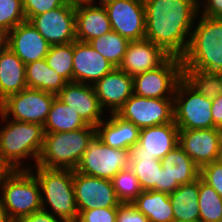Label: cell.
<instances>
[{"label": "cell", "instance_id": "obj_43", "mask_svg": "<svg viewBox=\"0 0 222 222\" xmlns=\"http://www.w3.org/2000/svg\"><path fill=\"white\" fill-rule=\"evenodd\" d=\"M212 118L213 124L217 128L222 127V95L212 99Z\"/></svg>", "mask_w": 222, "mask_h": 222}, {"label": "cell", "instance_id": "obj_44", "mask_svg": "<svg viewBox=\"0 0 222 222\" xmlns=\"http://www.w3.org/2000/svg\"><path fill=\"white\" fill-rule=\"evenodd\" d=\"M158 192L171 194L170 177L168 176L166 171H164V169H161V171L159 172Z\"/></svg>", "mask_w": 222, "mask_h": 222}, {"label": "cell", "instance_id": "obj_48", "mask_svg": "<svg viewBox=\"0 0 222 222\" xmlns=\"http://www.w3.org/2000/svg\"><path fill=\"white\" fill-rule=\"evenodd\" d=\"M10 168L0 159V186L4 177L10 172Z\"/></svg>", "mask_w": 222, "mask_h": 222}, {"label": "cell", "instance_id": "obj_25", "mask_svg": "<svg viewBox=\"0 0 222 222\" xmlns=\"http://www.w3.org/2000/svg\"><path fill=\"white\" fill-rule=\"evenodd\" d=\"M160 161L162 169L170 177L171 193L180 185L191 183L200 176V168L179 145Z\"/></svg>", "mask_w": 222, "mask_h": 222}, {"label": "cell", "instance_id": "obj_51", "mask_svg": "<svg viewBox=\"0 0 222 222\" xmlns=\"http://www.w3.org/2000/svg\"><path fill=\"white\" fill-rule=\"evenodd\" d=\"M196 4H198V5H200L201 3V0L199 1V0H193ZM202 1H204V0H202Z\"/></svg>", "mask_w": 222, "mask_h": 222}, {"label": "cell", "instance_id": "obj_24", "mask_svg": "<svg viewBox=\"0 0 222 222\" xmlns=\"http://www.w3.org/2000/svg\"><path fill=\"white\" fill-rule=\"evenodd\" d=\"M26 65L7 47L0 54V103L27 88Z\"/></svg>", "mask_w": 222, "mask_h": 222}, {"label": "cell", "instance_id": "obj_10", "mask_svg": "<svg viewBox=\"0 0 222 222\" xmlns=\"http://www.w3.org/2000/svg\"><path fill=\"white\" fill-rule=\"evenodd\" d=\"M182 77L181 58L170 56L158 68L133 77V94L146 98H173Z\"/></svg>", "mask_w": 222, "mask_h": 222}, {"label": "cell", "instance_id": "obj_21", "mask_svg": "<svg viewBox=\"0 0 222 222\" xmlns=\"http://www.w3.org/2000/svg\"><path fill=\"white\" fill-rule=\"evenodd\" d=\"M170 55L147 39L130 41L119 69L128 75H135L161 66Z\"/></svg>", "mask_w": 222, "mask_h": 222}, {"label": "cell", "instance_id": "obj_29", "mask_svg": "<svg viewBox=\"0 0 222 222\" xmlns=\"http://www.w3.org/2000/svg\"><path fill=\"white\" fill-rule=\"evenodd\" d=\"M86 126L87 124L78 113L57 97L54 99L43 125L45 133L70 132Z\"/></svg>", "mask_w": 222, "mask_h": 222}, {"label": "cell", "instance_id": "obj_14", "mask_svg": "<svg viewBox=\"0 0 222 222\" xmlns=\"http://www.w3.org/2000/svg\"><path fill=\"white\" fill-rule=\"evenodd\" d=\"M50 45L76 41L75 8L63 5L29 20Z\"/></svg>", "mask_w": 222, "mask_h": 222}, {"label": "cell", "instance_id": "obj_30", "mask_svg": "<svg viewBox=\"0 0 222 222\" xmlns=\"http://www.w3.org/2000/svg\"><path fill=\"white\" fill-rule=\"evenodd\" d=\"M129 42L128 39L122 37L119 33L111 31L92 39L88 43L115 68H118L126 53Z\"/></svg>", "mask_w": 222, "mask_h": 222}, {"label": "cell", "instance_id": "obj_46", "mask_svg": "<svg viewBox=\"0 0 222 222\" xmlns=\"http://www.w3.org/2000/svg\"><path fill=\"white\" fill-rule=\"evenodd\" d=\"M64 2L66 5L72 6L74 8L83 5L94 4V0H64Z\"/></svg>", "mask_w": 222, "mask_h": 222}, {"label": "cell", "instance_id": "obj_35", "mask_svg": "<svg viewBox=\"0 0 222 222\" xmlns=\"http://www.w3.org/2000/svg\"><path fill=\"white\" fill-rule=\"evenodd\" d=\"M111 181L117 199L121 203H132L143 191L140 182L130 167L120 170Z\"/></svg>", "mask_w": 222, "mask_h": 222}, {"label": "cell", "instance_id": "obj_12", "mask_svg": "<svg viewBox=\"0 0 222 222\" xmlns=\"http://www.w3.org/2000/svg\"><path fill=\"white\" fill-rule=\"evenodd\" d=\"M112 31L129 41L145 39V7L143 0H111L103 4Z\"/></svg>", "mask_w": 222, "mask_h": 222}, {"label": "cell", "instance_id": "obj_20", "mask_svg": "<svg viewBox=\"0 0 222 222\" xmlns=\"http://www.w3.org/2000/svg\"><path fill=\"white\" fill-rule=\"evenodd\" d=\"M8 47L26 65L44 59L51 45L30 21H24L8 32Z\"/></svg>", "mask_w": 222, "mask_h": 222}, {"label": "cell", "instance_id": "obj_5", "mask_svg": "<svg viewBox=\"0 0 222 222\" xmlns=\"http://www.w3.org/2000/svg\"><path fill=\"white\" fill-rule=\"evenodd\" d=\"M95 136L96 127L91 125L70 132L45 133L36 165L75 170Z\"/></svg>", "mask_w": 222, "mask_h": 222}, {"label": "cell", "instance_id": "obj_42", "mask_svg": "<svg viewBox=\"0 0 222 222\" xmlns=\"http://www.w3.org/2000/svg\"><path fill=\"white\" fill-rule=\"evenodd\" d=\"M18 222H67L63 219L52 216L49 212L41 209L21 218Z\"/></svg>", "mask_w": 222, "mask_h": 222}, {"label": "cell", "instance_id": "obj_13", "mask_svg": "<svg viewBox=\"0 0 222 222\" xmlns=\"http://www.w3.org/2000/svg\"><path fill=\"white\" fill-rule=\"evenodd\" d=\"M73 187L78 211L118 207L111 180L84 175L73 170Z\"/></svg>", "mask_w": 222, "mask_h": 222}, {"label": "cell", "instance_id": "obj_34", "mask_svg": "<svg viewBox=\"0 0 222 222\" xmlns=\"http://www.w3.org/2000/svg\"><path fill=\"white\" fill-rule=\"evenodd\" d=\"M45 60L50 68L68 82H73V42L51 45Z\"/></svg>", "mask_w": 222, "mask_h": 222}, {"label": "cell", "instance_id": "obj_31", "mask_svg": "<svg viewBox=\"0 0 222 222\" xmlns=\"http://www.w3.org/2000/svg\"><path fill=\"white\" fill-rule=\"evenodd\" d=\"M129 167L135 173L143 191H158L161 161L155 157L129 156Z\"/></svg>", "mask_w": 222, "mask_h": 222}, {"label": "cell", "instance_id": "obj_15", "mask_svg": "<svg viewBox=\"0 0 222 222\" xmlns=\"http://www.w3.org/2000/svg\"><path fill=\"white\" fill-rule=\"evenodd\" d=\"M178 145L201 168L217 161L222 151L220 128L179 130Z\"/></svg>", "mask_w": 222, "mask_h": 222}, {"label": "cell", "instance_id": "obj_8", "mask_svg": "<svg viewBox=\"0 0 222 222\" xmlns=\"http://www.w3.org/2000/svg\"><path fill=\"white\" fill-rule=\"evenodd\" d=\"M56 97L49 92L25 88L3 100L0 112L11 120L44 125Z\"/></svg>", "mask_w": 222, "mask_h": 222}, {"label": "cell", "instance_id": "obj_17", "mask_svg": "<svg viewBox=\"0 0 222 222\" xmlns=\"http://www.w3.org/2000/svg\"><path fill=\"white\" fill-rule=\"evenodd\" d=\"M57 98L77 112L87 125L96 127L104 119L105 111L99 103L93 85L68 82L57 94Z\"/></svg>", "mask_w": 222, "mask_h": 222}, {"label": "cell", "instance_id": "obj_38", "mask_svg": "<svg viewBox=\"0 0 222 222\" xmlns=\"http://www.w3.org/2000/svg\"><path fill=\"white\" fill-rule=\"evenodd\" d=\"M117 207L78 211L76 222H116Z\"/></svg>", "mask_w": 222, "mask_h": 222}, {"label": "cell", "instance_id": "obj_50", "mask_svg": "<svg viewBox=\"0 0 222 222\" xmlns=\"http://www.w3.org/2000/svg\"><path fill=\"white\" fill-rule=\"evenodd\" d=\"M97 0H94V4H96L95 2H96ZM108 1H111V0H99V5L101 4V5H103L104 3H106V2H108Z\"/></svg>", "mask_w": 222, "mask_h": 222}, {"label": "cell", "instance_id": "obj_23", "mask_svg": "<svg viewBox=\"0 0 222 222\" xmlns=\"http://www.w3.org/2000/svg\"><path fill=\"white\" fill-rule=\"evenodd\" d=\"M76 40L88 43L112 31L107 11L103 5L89 4L75 8Z\"/></svg>", "mask_w": 222, "mask_h": 222}, {"label": "cell", "instance_id": "obj_36", "mask_svg": "<svg viewBox=\"0 0 222 222\" xmlns=\"http://www.w3.org/2000/svg\"><path fill=\"white\" fill-rule=\"evenodd\" d=\"M24 21L23 0H0V28L9 32Z\"/></svg>", "mask_w": 222, "mask_h": 222}, {"label": "cell", "instance_id": "obj_39", "mask_svg": "<svg viewBox=\"0 0 222 222\" xmlns=\"http://www.w3.org/2000/svg\"><path fill=\"white\" fill-rule=\"evenodd\" d=\"M199 177L213 187L222 198V166L217 161L201 167Z\"/></svg>", "mask_w": 222, "mask_h": 222}, {"label": "cell", "instance_id": "obj_16", "mask_svg": "<svg viewBox=\"0 0 222 222\" xmlns=\"http://www.w3.org/2000/svg\"><path fill=\"white\" fill-rule=\"evenodd\" d=\"M179 128L174 121L140 130L138 143L129 150V156L155 157L161 160L178 145Z\"/></svg>", "mask_w": 222, "mask_h": 222}, {"label": "cell", "instance_id": "obj_2", "mask_svg": "<svg viewBox=\"0 0 222 222\" xmlns=\"http://www.w3.org/2000/svg\"><path fill=\"white\" fill-rule=\"evenodd\" d=\"M0 119L7 123L0 129V159L10 170H29L22 161L32 157L37 164L45 138L43 125L9 120L1 112Z\"/></svg>", "mask_w": 222, "mask_h": 222}, {"label": "cell", "instance_id": "obj_52", "mask_svg": "<svg viewBox=\"0 0 222 222\" xmlns=\"http://www.w3.org/2000/svg\"><path fill=\"white\" fill-rule=\"evenodd\" d=\"M220 132H221V140H222V127L220 128Z\"/></svg>", "mask_w": 222, "mask_h": 222}, {"label": "cell", "instance_id": "obj_11", "mask_svg": "<svg viewBox=\"0 0 222 222\" xmlns=\"http://www.w3.org/2000/svg\"><path fill=\"white\" fill-rule=\"evenodd\" d=\"M116 114L140 129L172 123L173 98H146L133 94Z\"/></svg>", "mask_w": 222, "mask_h": 222}, {"label": "cell", "instance_id": "obj_40", "mask_svg": "<svg viewBox=\"0 0 222 222\" xmlns=\"http://www.w3.org/2000/svg\"><path fill=\"white\" fill-rule=\"evenodd\" d=\"M116 222H150L132 203H121L117 207Z\"/></svg>", "mask_w": 222, "mask_h": 222}, {"label": "cell", "instance_id": "obj_28", "mask_svg": "<svg viewBox=\"0 0 222 222\" xmlns=\"http://www.w3.org/2000/svg\"><path fill=\"white\" fill-rule=\"evenodd\" d=\"M132 204L150 222H174L173 209L167 193L142 191Z\"/></svg>", "mask_w": 222, "mask_h": 222}, {"label": "cell", "instance_id": "obj_9", "mask_svg": "<svg viewBox=\"0 0 222 222\" xmlns=\"http://www.w3.org/2000/svg\"><path fill=\"white\" fill-rule=\"evenodd\" d=\"M128 167L129 150L111 148L95 136L75 170L84 175L112 180L120 170Z\"/></svg>", "mask_w": 222, "mask_h": 222}, {"label": "cell", "instance_id": "obj_37", "mask_svg": "<svg viewBox=\"0 0 222 222\" xmlns=\"http://www.w3.org/2000/svg\"><path fill=\"white\" fill-rule=\"evenodd\" d=\"M65 5L64 0H23L26 20Z\"/></svg>", "mask_w": 222, "mask_h": 222}, {"label": "cell", "instance_id": "obj_41", "mask_svg": "<svg viewBox=\"0 0 222 222\" xmlns=\"http://www.w3.org/2000/svg\"><path fill=\"white\" fill-rule=\"evenodd\" d=\"M201 3L203 6L199 5V14L206 17L222 18V0H204Z\"/></svg>", "mask_w": 222, "mask_h": 222}, {"label": "cell", "instance_id": "obj_33", "mask_svg": "<svg viewBox=\"0 0 222 222\" xmlns=\"http://www.w3.org/2000/svg\"><path fill=\"white\" fill-rule=\"evenodd\" d=\"M199 222H220L222 198L218 192L199 177Z\"/></svg>", "mask_w": 222, "mask_h": 222}, {"label": "cell", "instance_id": "obj_4", "mask_svg": "<svg viewBox=\"0 0 222 222\" xmlns=\"http://www.w3.org/2000/svg\"><path fill=\"white\" fill-rule=\"evenodd\" d=\"M33 169L41 189L42 209L67 222H76L78 208L73 187V170L37 165Z\"/></svg>", "mask_w": 222, "mask_h": 222}, {"label": "cell", "instance_id": "obj_49", "mask_svg": "<svg viewBox=\"0 0 222 222\" xmlns=\"http://www.w3.org/2000/svg\"><path fill=\"white\" fill-rule=\"evenodd\" d=\"M217 162L222 166V151L220 155L218 156Z\"/></svg>", "mask_w": 222, "mask_h": 222}, {"label": "cell", "instance_id": "obj_1", "mask_svg": "<svg viewBox=\"0 0 222 222\" xmlns=\"http://www.w3.org/2000/svg\"><path fill=\"white\" fill-rule=\"evenodd\" d=\"M145 39L181 58L188 47L199 5L193 0H143Z\"/></svg>", "mask_w": 222, "mask_h": 222}, {"label": "cell", "instance_id": "obj_32", "mask_svg": "<svg viewBox=\"0 0 222 222\" xmlns=\"http://www.w3.org/2000/svg\"><path fill=\"white\" fill-rule=\"evenodd\" d=\"M183 78L209 99L222 95V73L183 69Z\"/></svg>", "mask_w": 222, "mask_h": 222}, {"label": "cell", "instance_id": "obj_27", "mask_svg": "<svg viewBox=\"0 0 222 222\" xmlns=\"http://www.w3.org/2000/svg\"><path fill=\"white\" fill-rule=\"evenodd\" d=\"M27 88L38 89L57 95L68 81L50 68L45 58L26 64Z\"/></svg>", "mask_w": 222, "mask_h": 222}, {"label": "cell", "instance_id": "obj_18", "mask_svg": "<svg viewBox=\"0 0 222 222\" xmlns=\"http://www.w3.org/2000/svg\"><path fill=\"white\" fill-rule=\"evenodd\" d=\"M115 67L89 43L73 42V81L94 85Z\"/></svg>", "mask_w": 222, "mask_h": 222}, {"label": "cell", "instance_id": "obj_45", "mask_svg": "<svg viewBox=\"0 0 222 222\" xmlns=\"http://www.w3.org/2000/svg\"><path fill=\"white\" fill-rule=\"evenodd\" d=\"M8 47V32L0 28V54Z\"/></svg>", "mask_w": 222, "mask_h": 222}, {"label": "cell", "instance_id": "obj_47", "mask_svg": "<svg viewBox=\"0 0 222 222\" xmlns=\"http://www.w3.org/2000/svg\"><path fill=\"white\" fill-rule=\"evenodd\" d=\"M0 222H14L10 218V216L7 213L6 209L3 207L1 199H0Z\"/></svg>", "mask_w": 222, "mask_h": 222}, {"label": "cell", "instance_id": "obj_26", "mask_svg": "<svg viewBox=\"0 0 222 222\" xmlns=\"http://www.w3.org/2000/svg\"><path fill=\"white\" fill-rule=\"evenodd\" d=\"M199 178L191 183L180 185L169 194L174 221L199 222Z\"/></svg>", "mask_w": 222, "mask_h": 222}, {"label": "cell", "instance_id": "obj_6", "mask_svg": "<svg viewBox=\"0 0 222 222\" xmlns=\"http://www.w3.org/2000/svg\"><path fill=\"white\" fill-rule=\"evenodd\" d=\"M34 173L31 165L29 170H11L1 182L0 199L14 222L42 209L41 189Z\"/></svg>", "mask_w": 222, "mask_h": 222}, {"label": "cell", "instance_id": "obj_7", "mask_svg": "<svg viewBox=\"0 0 222 222\" xmlns=\"http://www.w3.org/2000/svg\"><path fill=\"white\" fill-rule=\"evenodd\" d=\"M173 109L174 123L179 130L217 128L211 113L212 99L203 96L183 77L175 89Z\"/></svg>", "mask_w": 222, "mask_h": 222}, {"label": "cell", "instance_id": "obj_22", "mask_svg": "<svg viewBox=\"0 0 222 222\" xmlns=\"http://www.w3.org/2000/svg\"><path fill=\"white\" fill-rule=\"evenodd\" d=\"M110 116L96 126V136L111 148L130 150L138 143L141 129L116 113H111Z\"/></svg>", "mask_w": 222, "mask_h": 222}, {"label": "cell", "instance_id": "obj_19", "mask_svg": "<svg viewBox=\"0 0 222 222\" xmlns=\"http://www.w3.org/2000/svg\"><path fill=\"white\" fill-rule=\"evenodd\" d=\"M102 109L117 113L123 104L133 95V77L119 68L103 76L93 85Z\"/></svg>", "mask_w": 222, "mask_h": 222}, {"label": "cell", "instance_id": "obj_3", "mask_svg": "<svg viewBox=\"0 0 222 222\" xmlns=\"http://www.w3.org/2000/svg\"><path fill=\"white\" fill-rule=\"evenodd\" d=\"M196 22L181 57L183 69L222 73V18L198 14Z\"/></svg>", "mask_w": 222, "mask_h": 222}]
</instances>
